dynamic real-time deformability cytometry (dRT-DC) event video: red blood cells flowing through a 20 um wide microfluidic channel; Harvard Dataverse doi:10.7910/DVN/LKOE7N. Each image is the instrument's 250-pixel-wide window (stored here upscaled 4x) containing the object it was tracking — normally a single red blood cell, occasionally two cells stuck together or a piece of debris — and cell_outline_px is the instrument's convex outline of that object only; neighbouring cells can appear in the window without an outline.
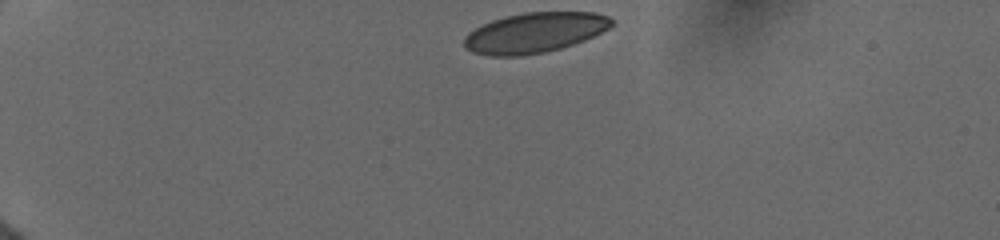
{"species": "human", "species_latin": "Homo sapiens", "temperature_condition": "cold", "stored_images_in_passage": 10, "camera_frame_rate_fps": 3000, "um_per_image_px": 0.085, "donor": {"sex": "female"}, "frame": {"image": 1, "passage_image": 1, "time_ms": 0.0, "image_size_px": [1000, 240], "cell_outline_px": [[612, 24], [608, 28], [584, 40], [560, 48], [544, 52], [520, 56], [488, 56], [472, 52], [464, 48], [464, 36], [468, 32], [492, 20], [504, 16], [524, 12], [596, 12], [608, 16], [612, 20]], "centroid_in_image_um": [45.39, 2.78], "position_along_channel_um": 39.6, "area_um2": 34.45}}